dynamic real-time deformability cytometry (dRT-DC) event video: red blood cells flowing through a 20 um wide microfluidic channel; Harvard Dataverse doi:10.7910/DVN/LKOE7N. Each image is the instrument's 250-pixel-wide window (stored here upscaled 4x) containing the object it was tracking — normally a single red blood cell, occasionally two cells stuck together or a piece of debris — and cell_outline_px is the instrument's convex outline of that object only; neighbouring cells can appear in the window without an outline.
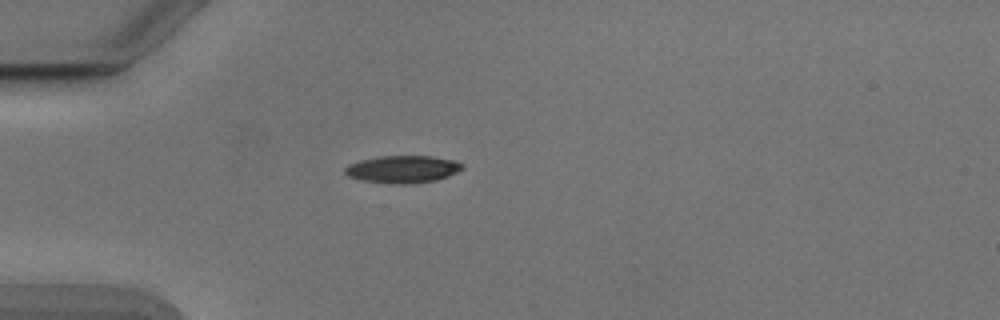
{"species": "Egyptian fruit bat (a non-hibernating species)", "species_latin": "Rousettus aegyptiacus", "temperature_condition": "cold", "stored_images_in_passage": 33, "camera_frame_rate_fps": 3000, "um_per_image_px": 0.085, "animal": {"sex": "male"}, "frame": {"image": 1, "passage_image": 1, "time_ms": 0.0, "image_size_px": [1000, 320], "cell_outline_px": [[464, 168], [448, 176], [436, 180], [404, 184], [392, 184], [364, 180], [348, 176], [344, 172], [344, 168], [348, 164], [360, 160], [380, 156], [432, 156], [452, 160], [464, 164]], "centroid_in_image_um": [34.22, 14.38], "position_along_channel_um": 50.8, "area_um2": 18.61}}
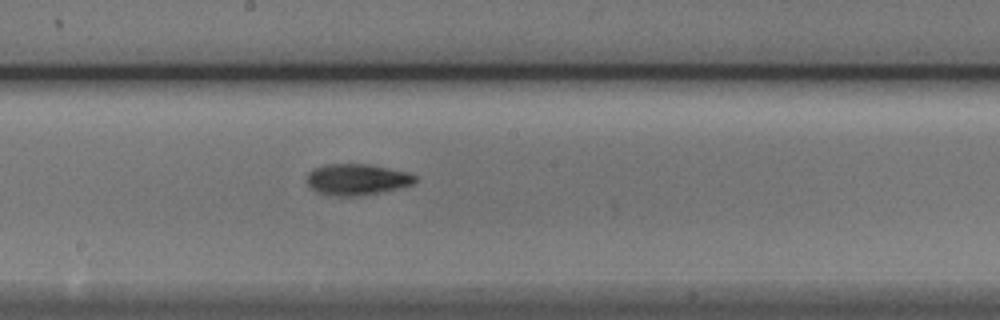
{"frame": {"image": 2, "passage_image": 15, "time_ms": 4.667, "image_size_px": [1000, 320], "cell_outline_px": [[416, 180], [412, 184], [380, 192], [360, 196], [332, 196], [316, 192], [308, 184], [308, 172], [312, 168], [324, 164], [368, 164], [408, 172], [416, 176]], "centroid_in_image_um": [30.3, 15.25], "position_along_channel_um": 217.9, "area_um2": 19.65}}
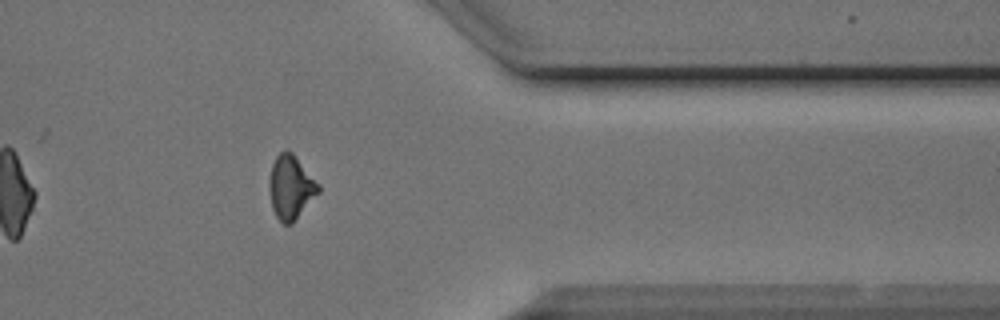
{"frame": {"image": 3, "passage_image": 29, "time_ms": 9.333, "image_size_px": [1000, 320], "cell_outline_px": [[320, 192], [292, 224], [284, 224], [276, 216], [272, 208], [268, 188], [268, 184], [272, 164], [276, 156], [280, 152], [288, 148], [292, 152], [320, 184]], "centroid_in_image_um": [24.72, 15.9], "position_along_channel_um": 386.7, "area_um2": 18.5}, "authors_computed_cell_mechanics": {"area_um2": 18.6694, "velocity_mm_per_s": 3.8874, "shape_relaxation_time_tau1_ms": 2.7678, "shape_relaxation_time_tau2_ms": 2.4993, "deformation_change_tau1": 0.1393, "deformation_change_tau2": 0.0978}}